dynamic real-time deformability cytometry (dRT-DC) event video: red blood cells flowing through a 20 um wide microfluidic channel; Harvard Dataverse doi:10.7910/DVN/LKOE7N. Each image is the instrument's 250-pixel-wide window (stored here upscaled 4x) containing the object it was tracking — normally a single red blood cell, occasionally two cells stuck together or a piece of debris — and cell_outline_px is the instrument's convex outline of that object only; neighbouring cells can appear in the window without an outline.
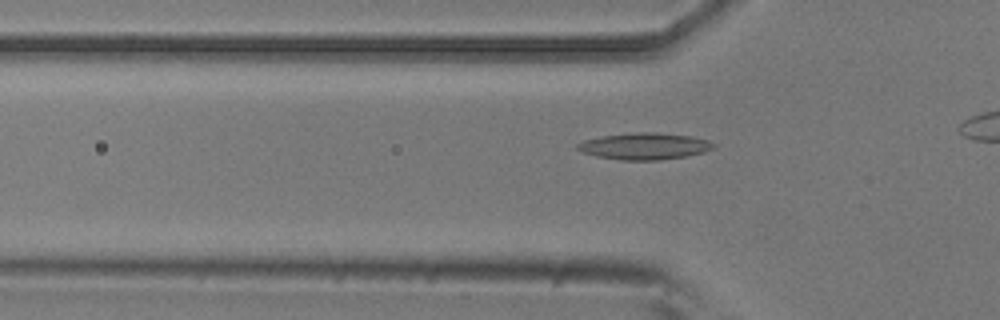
{"species": "common noctule bat (a hibernating species)", "species_latin": "Nyctalus noctula", "temperature_condition": "room temperature", "stored_images_in_passage": 12, "camera_frame_rate_fps": 3000, "um_per_image_px": 0.085, "animal": {"sex": "male", "body_mass_g": 20.5, "forearm_length_mm": 52.5}, "frame": {"image": 1, "passage_image": 6, "time_ms": 1.667, "image_size_px": [1000, 320], "cell_outline_px": [[716, 144], [712, 148], [704, 152], [684, 156], [660, 160], [620, 160], [596, 156], [584, 152], [576, 148], [576, 144], [584, 140], [600, 136], [640, 132], [656, 132], [692, 136], [708, 140]], "centroid_in_image_um": [54.78, 12.42], "position_along_channel_um": 71.0, "area_um2": 21.04}}
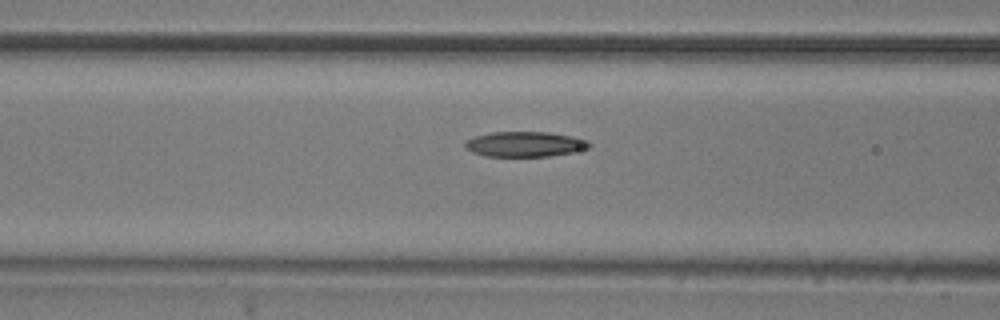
{"frame": {"image": 2, "passage_image": 10, "time_ms": 3.0, "image_size_px": [1000, 320], "cell_outline_px": [[592, 148], [572, 152], [548, 156], [484, 156], [472, 152], [464, 144], [464, 140], [476, 136], [492, 132], [548, 132], [572, 136], [588, 140], [592, 144]], "centroid_in_image_um": [44.65, 12.25], "position_along_channel_um": 121.9, "area_um2": 18.26}}